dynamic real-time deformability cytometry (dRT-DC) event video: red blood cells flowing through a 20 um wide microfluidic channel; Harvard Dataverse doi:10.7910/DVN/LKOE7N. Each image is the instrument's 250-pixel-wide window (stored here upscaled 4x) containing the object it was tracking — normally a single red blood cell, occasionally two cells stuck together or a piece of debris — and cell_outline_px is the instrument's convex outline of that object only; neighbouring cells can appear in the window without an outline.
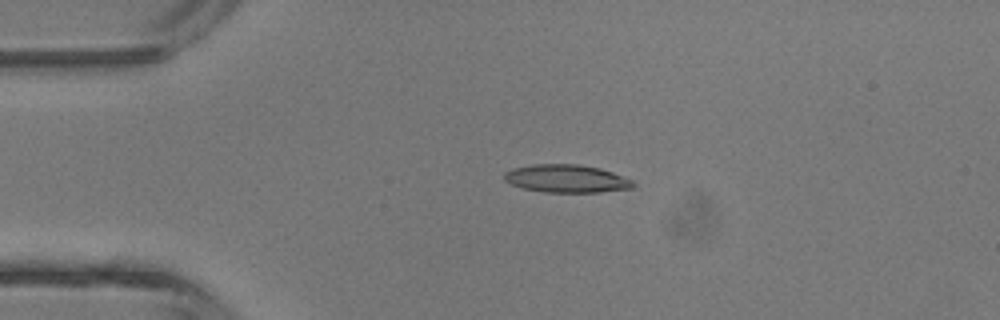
{"species": "common noctule bat (a hibernating species)", "species_latin": "Nyctalus noctula", "temperature_condition": "room temperature", "stored_images_in_passage": 5, "camera_frame_rate_fps": 3000, "um_per_image_px": 0.085, "animal": {"sex": "male", "body_mass_g": 13.3}, "frame": {"image": 1, "passage_image": 3, "time_ms": 2.333, "image_size_px": [1000, 320], "cell_outline_px": [[636, 184], [632, 188], [600, 192], [544, 192], [524, 188], [512, 184], [504, 180], [504, 172], [512, 168], [532, 164], [580, 164], [600, 168], [612, 172], [632, 180]], "centroid_in_image_um": [48.15, 15.17], "position_along_channel_um": 36.9, "area_um2": 20.98}}
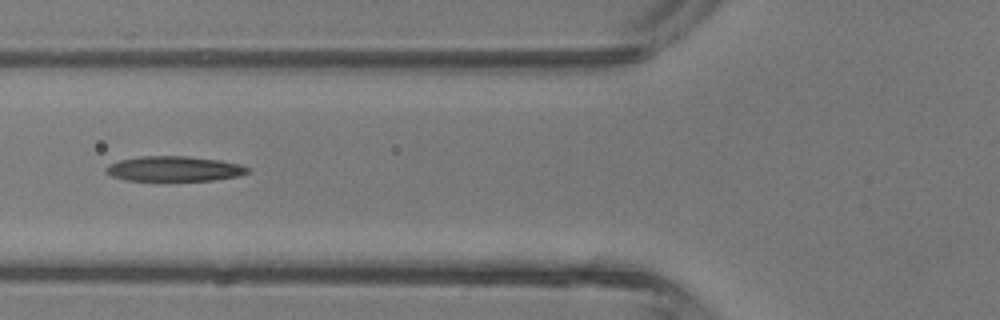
{"frame": {"image": 2, "passage_image": 5, "time_ms": 4.667, "image_size_px": [1000, 320], "cell_outline_px": [[248, 172], [236, 176], [212, 180], [124, 180], [112, 176], [104, 172], [104, 168], [108, 164], [120, 160], [140, 156], [188, 156], [220, 160], [240, 164], [248, 168]], "centroid_in_image_um": [14.74, 14.33], "position_along_channel_um": 111.1, "area_um2": 20.58}}